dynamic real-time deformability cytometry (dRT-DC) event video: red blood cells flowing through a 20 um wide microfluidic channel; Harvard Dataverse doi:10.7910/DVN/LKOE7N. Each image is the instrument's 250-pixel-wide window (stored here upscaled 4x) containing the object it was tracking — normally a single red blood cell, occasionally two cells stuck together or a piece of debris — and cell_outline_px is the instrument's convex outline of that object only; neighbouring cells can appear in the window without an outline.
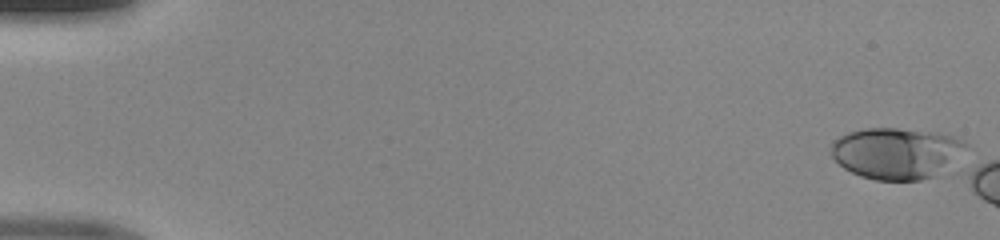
{"species": "human", "species_latin": "Homo sapiens", "temperature_condition": "room temperature", "stored_images_in_passage": 1, "camera_frame_rate_fps": 3000, "um_per_image_px": 0.085, "donor": {"sex": "male"}, "frame": {"image": 1, "passage_image": 1, "time_ms": 0.0, "image_size_px": [1000, 240], "cell_outline_px": [[972, 148], [956, 172], [920, 180], [876, 180], [860, 176], [844, 168], [828, 152], [832, 140], [848, 132], [864, 128], [896, 128], [936, 132], [952, 136], [964, 140]], "centroid_in_image_um": [76.41, 13.05], "position_along_channel_um": 8.6, "area_um2": 42.54}}